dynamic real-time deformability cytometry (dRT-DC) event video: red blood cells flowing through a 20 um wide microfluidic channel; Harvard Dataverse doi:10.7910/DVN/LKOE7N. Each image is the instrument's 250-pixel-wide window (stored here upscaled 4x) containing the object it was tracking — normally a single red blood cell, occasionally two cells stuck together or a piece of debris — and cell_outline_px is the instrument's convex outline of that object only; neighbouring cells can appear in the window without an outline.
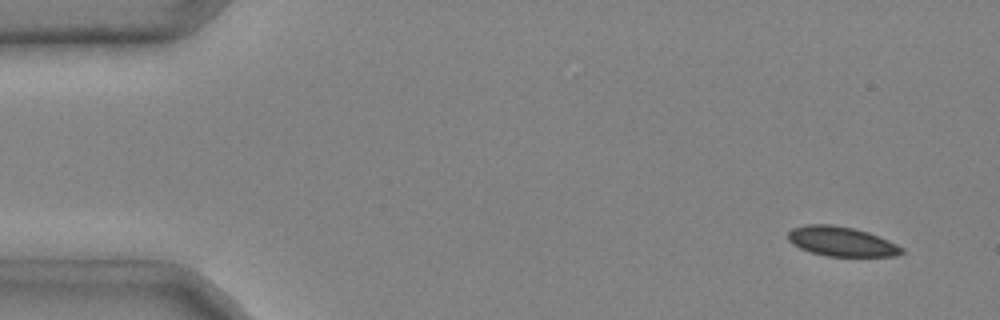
{"species": "common noctule bat (a hibernating species)", "species_latin": "Nyctalus noctula", "temperature_condition": "cold", "stored_images_in_passage": 4, "camera_frame_rate_fps": 3000, "um_per_image_px": 0.085, "animal": {"sex": "male", "body_mass_g": 20.4}, "frame": {"image": 1, "passage_image": 1, "time_ms": 0.0, "image_size_px": [1000, 320], "cell_outline_px": [[904, 252], [896, 256], [828, 256], [812, 252], [800, 248], [792, 244], [788, 240], [788, 232], [792, 228], [804, 224], [832, 224], [852, 228], [868, 232], [880, 236], [904, 248]], "centroid_in_image_um": [71.52, 20.51], "position_along_channel_um": 13.5, "area_um2": 19.65}}
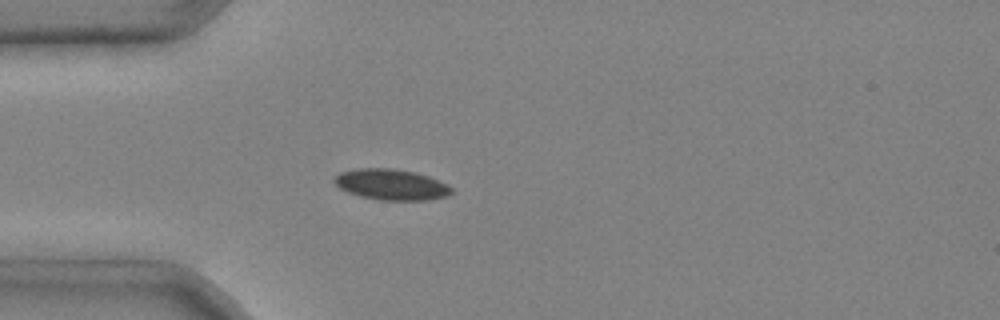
{"frame": {"image": 2, "passage_image": 4, "time_ms": 1.0, "image_size_px": [1000, 320], "cell_outline_px": [[452, 192], [448, 196], [428, 200], [380, 200], [360, 196], [348, 192], [340, 188], [332, 180], [340, 172], [360, 168], [392, 168], [416, 172], [428, 176], [448, 184], [452, 188]], "centroid_in_image_um": [33.28, 15.68], "position_along_channel_um": 51.7, "area_um2": 21.1}}